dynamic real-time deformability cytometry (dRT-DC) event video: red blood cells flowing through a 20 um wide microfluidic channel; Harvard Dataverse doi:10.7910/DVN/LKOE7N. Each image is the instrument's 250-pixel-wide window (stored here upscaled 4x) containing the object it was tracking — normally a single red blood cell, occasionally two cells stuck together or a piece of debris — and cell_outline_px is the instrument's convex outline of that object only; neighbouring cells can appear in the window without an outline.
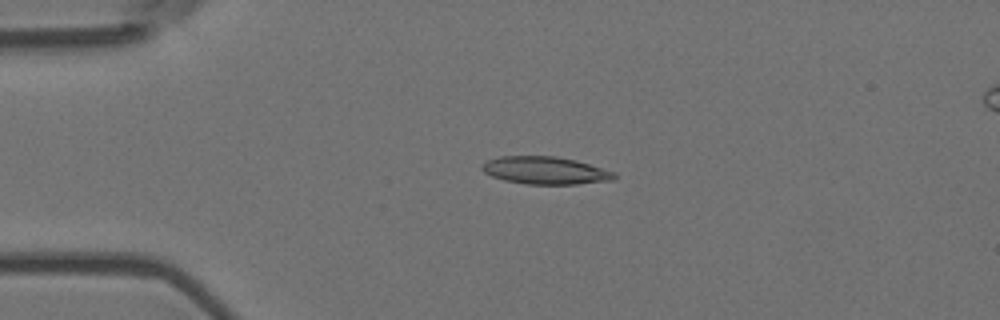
{"species": "Egyptian fruit bat (a non-hibernating species)", "species_latin": "Rousettus aegyptiacus", "temperature_condition": "room temperature", "stored_images_in_passage": 6, "camera_frame_rate_fps": 3000, "um_per_image_px": 0.085, "animal": {"sex": "female"}, "frame": {"image": 1, "passage_image": 4, "time_ms": 1.0, "image_size_px": [1000, 320], "cell_outline_px": [[616, 180], [576, 184], [524, 184], [504, 180], [492, 176], [484, 172], [480, 168], [480, 164], [488, 160], [500, 156], [556, 156], [576, 160], [616, 172]], "centroid_in_image_um": [46.35, 14.49], "position_along_channel_um": 38.6, "area_um2": 21.44}}